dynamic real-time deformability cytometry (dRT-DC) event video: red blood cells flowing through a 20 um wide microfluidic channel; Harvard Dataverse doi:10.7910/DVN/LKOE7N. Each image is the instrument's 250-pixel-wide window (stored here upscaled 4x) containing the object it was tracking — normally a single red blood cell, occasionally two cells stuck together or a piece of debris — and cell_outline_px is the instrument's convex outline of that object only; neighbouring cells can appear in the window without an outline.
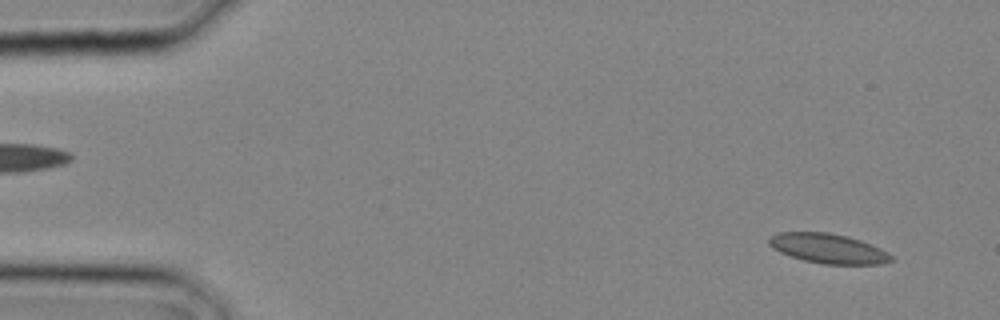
{"species": "common noctule bat (a hibernating species)", "species_latin": "Nyctalus noctula", "temperature_condition": "cold", "stored_images_in_passage": 11, "camera_frame_rate_fps": 3000, "um_per_image_px": 0.085, "animal": {"sex": "male", "body_mass_g": 20.4}, "frame": {"image": 1, "passage_image": 1, "time_ms": 0.0, "image_size_px": [1000, 320], "cell_outline_px": [[896, 260], [880, 264], [824, 264], [804, 260], [780, 252], [772, 248], [768, 244], [768, 240], [776, 232], [828, 232], [848, 236], [860, 240], [880, 248], [888, 252]], "centroid_in_image_um": [70.41, 21.12], "position_along_channel_um": 14.6, "area_um2": 21.15}}
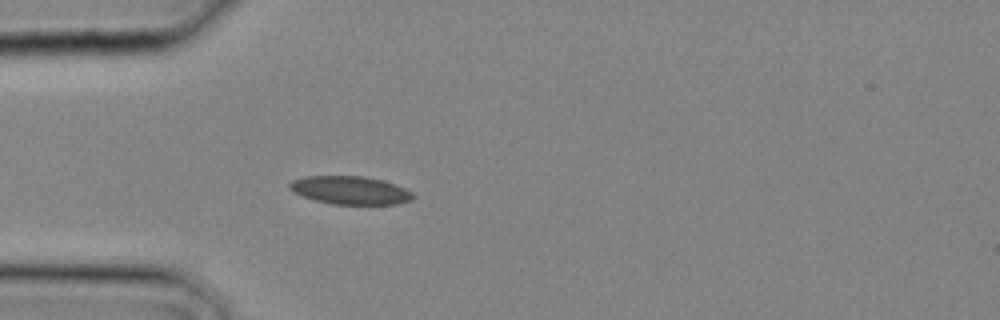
{"frame": {"image": 2, "passage_image": 7, "time_ms": 2.0, "image_size_px": [1000, 320], "cell_outline_px": [[416, 196], [412, 200], [396, 204], [332, 204], [316, 200], [292, 192], [288, 188], [288, 184], [292, 180], [304, 176], [364, 176], [384, 180], [396, 184], [412, 192]], "centroid_in_image_um": [29.78, 16.16], "position_along_channel_um": 55.2, "area_um2": 20.4}}
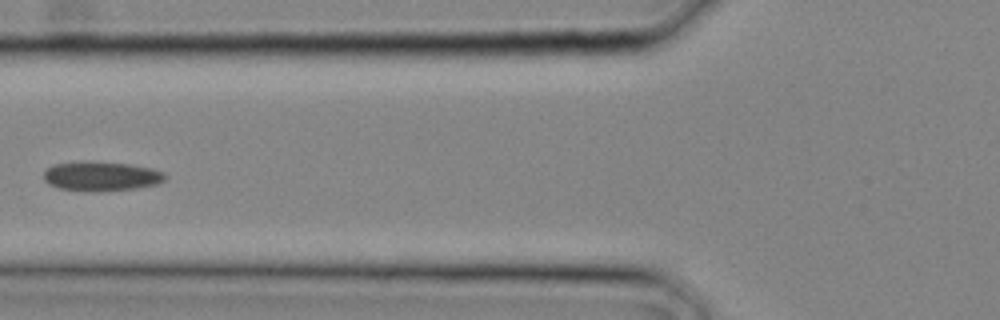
{"frame": {"image": 3, "passage_image": 10, "time_ms": 3.0, "image_size_px": [1000, 320], "cell_outline_px": [[168, 176], [164, 180], [156, 184], [136, 188], [60, 188], [48, 184], [44, 180], [44, 172], [52, 164], [84, 160], [92, 160], [132, 164], [152, 168], [164, 172]], "centroid_in_image_um": [8.63, 14.89], "position_along_channel_um": 117.2, "area_um2": 20.17}}